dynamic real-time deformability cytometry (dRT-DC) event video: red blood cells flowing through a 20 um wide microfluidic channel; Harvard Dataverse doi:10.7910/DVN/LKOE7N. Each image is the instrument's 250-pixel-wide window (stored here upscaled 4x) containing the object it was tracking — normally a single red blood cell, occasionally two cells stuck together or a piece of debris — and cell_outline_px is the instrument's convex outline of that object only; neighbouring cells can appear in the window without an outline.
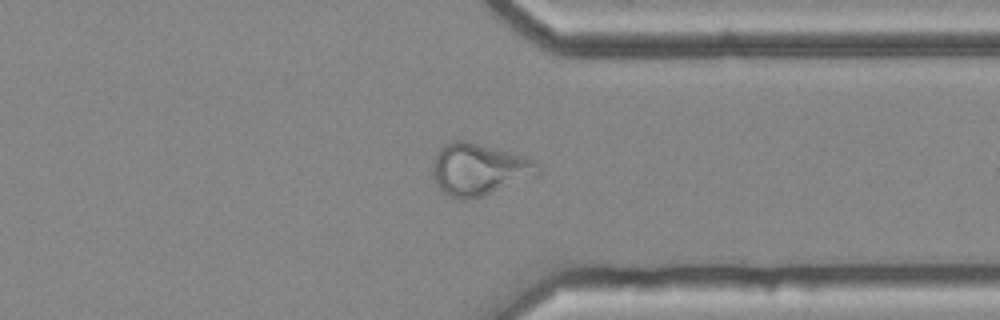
{"species": "common noctule bat (a hibernating species)", "species_latin": "Nyctalus noctula", "temperature_condition": "cold", "stored_images_in_passage": 42, "camera_frame_rate_fps": 3000, "um_per_image_px": 0.085, "animal": {"sex": "female", "body_mass_g": 25.1}, "frame": {"image": 1, "passage_image": 30, "time_ms": 9.667, "image_size_px": [1000, 320], "cell_outline_px": [[540, 176], [468, 200], [460, 200], [448, 196], [436, 184], [432, 176], [432, 160], [440, 148], [444, 144], [452, 140], [468, 140], [528, 156], [536, 160], [540, 164]], "centroid_in_image_um": [40.75, 14.37], "position_along_channel_um": 370.7, "area_um2": 32.71}}
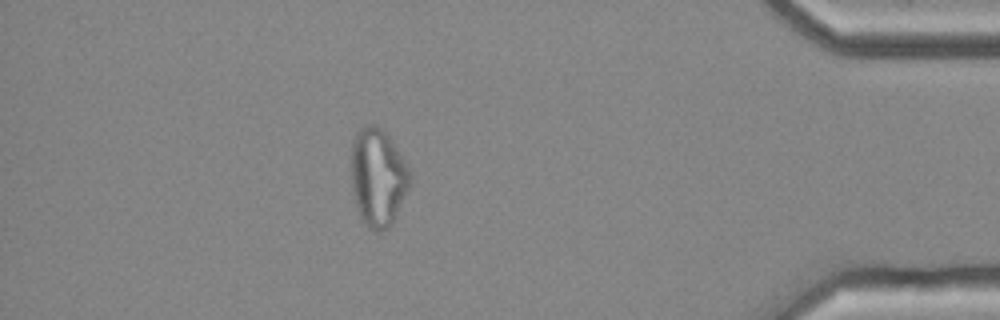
{"frame": {"image": 2, "passage_image": 36, "time_ms": 11.667, "image_size_px": [1000, 320], "cell_outline_px": [[412, 176], [408, 188], [396, 216], [388, 228], [380, 232], [376, 232], [368, 228], [364, 224], [356, 208], [352, 188], [352, 140], [356, 132], [360, 128], [368, 124], [376, 124], [388, 136], [404, 160]], "centroid_in_image_um": [32.11, 15.09], "position_along_channel_um": 403.1, "area_um2": 33.41}}